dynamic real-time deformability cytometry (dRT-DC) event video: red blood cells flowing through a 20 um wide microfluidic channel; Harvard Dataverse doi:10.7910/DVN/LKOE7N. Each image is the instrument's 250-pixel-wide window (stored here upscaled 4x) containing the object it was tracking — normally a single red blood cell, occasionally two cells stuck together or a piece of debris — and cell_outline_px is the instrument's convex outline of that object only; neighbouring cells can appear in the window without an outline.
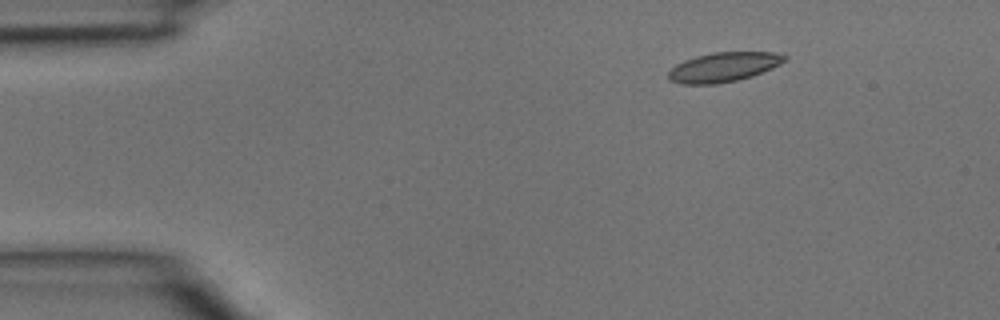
{"species": "common noctule bat (a hibernating species)", "species_latin": "Nyctalus noctula", "temperature_condition": "room temperature", "stored_images_in_passage": 4, "camera_frame_rate_fps": 3000, "um_per_image_px": 0.085, "animal": {"sex": "male", "body_mass_g": 15.6}, "frame": {"image": 1, "passage_image": 1, "time_ms": 0.0, "image_size_px": [1000, 320], "cell_outline_px": [[788, 60], [772, 68], [752, 76], [736, 80], [716, 84], [680, 84], [668, 80], [668, 72], [676, 64], [684, 60], [696, 56], [712, 52], [772, 52], [788, 56]], "centroid_in_image_um": [61.49, 5.7], "position_along_channel_um": 23.5, "area_um2": 20.06}}
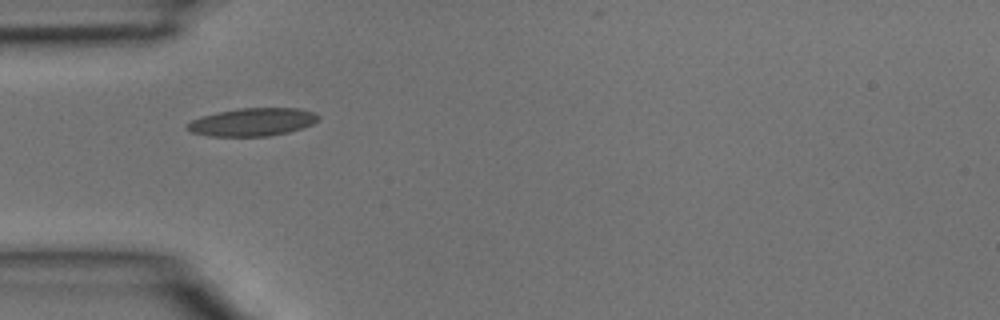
{"frame": {"image": 2, "passage_image": 3, "time_ms": 0.667, "image_size_px": [1000, 320], "cell_outline_px": [[320, 116], [312, 124], [288, 132], [268, 136], [212, 136], [192, 132], [184, 128], [192, 120], [200, 116], [216, 112], [240, 108], [300, 108], [316, 112]], "centroid_in_image_um": [21.45, 10.36], "position_along_channel_um": 63.5, "area_um2": 21.33}}